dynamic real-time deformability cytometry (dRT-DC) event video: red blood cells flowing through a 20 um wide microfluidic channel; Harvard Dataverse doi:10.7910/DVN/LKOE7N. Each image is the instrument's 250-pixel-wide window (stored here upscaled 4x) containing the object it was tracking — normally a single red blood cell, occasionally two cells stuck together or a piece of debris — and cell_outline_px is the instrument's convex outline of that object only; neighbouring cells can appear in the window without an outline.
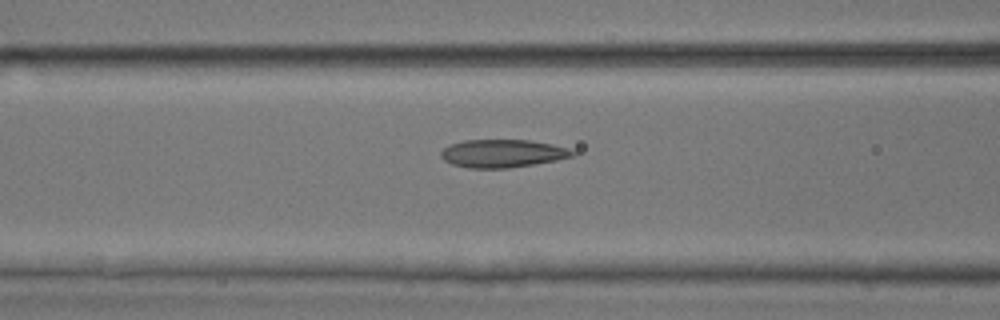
{"species": "common noctule bat (a hibernating species)", "species_latin": "Nyctalus noctula", "temperature_condition": "room temperature", "stored_images_in_passage": 28, "camera_frame_rate_fps": 3000, "um_per_image_px": 0.085, "animal": {"sex": "male", "body_mass_g": 17.9, "forearm_length_mm": 54.2}, "frame": {"image": 1, "passage_image": 7, "time_ms": 2.0, "image_size_px": [1000, 320], "cell_outline_px": [[576, 156], [556, 160], [508, 168], [468, 168], [452, 164], [444, 160], [440, 156], [440, 152], [448, 144], [464, 140], [528, 140], [552, 144], [568, 148], [576, 152]], "centroid_in_image_um": [42.7, 13.04], "position_along_channel_um": 123.9, "area_um2": 21.5}}
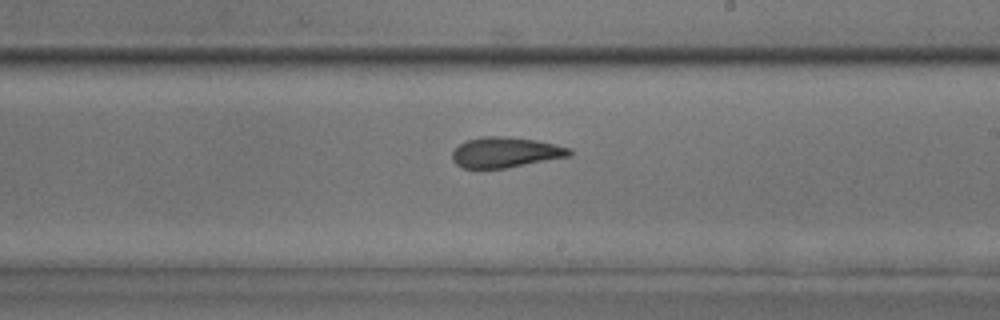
{"frame": {"image": 2, "passage_image": 16, "time_ms": 5.0, "image_size_px": [1000, 320], "cell_outline_px": [[572, 156], [508, 168], [480, 172], [460, 168], [452, 160], [452, 152], [460, 144], [468, 140], [480, 136], [508, 136], [536, 140], [572, 148]], "centroid_in_image_um": [42.93, 13.0], "position_along_channel_um": 246.1, "area_um2": 21.73}}
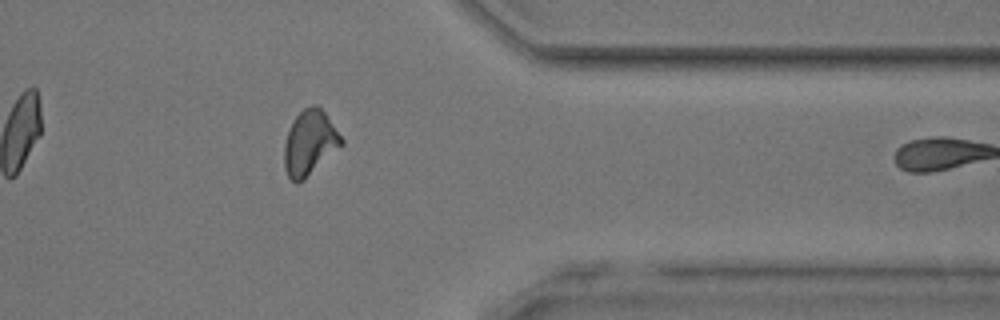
{"frame": {"image": 3, "passage_image": 27, "time_ms": 8.667, "image_size_px": [1000, 320], "cell_outline_px": [[344, 144], [304, 180], [296, 184], [288, 176], [284, 168], [284, 144], [288, 132], [296, 116], [304, 108], [312, 104], [316, 104], [324, 112], [344, 140]], "centroid_in_image_um": [26.33, 12.16], "position_along_channel_um": 385.1, "area_um2": 21.5}}